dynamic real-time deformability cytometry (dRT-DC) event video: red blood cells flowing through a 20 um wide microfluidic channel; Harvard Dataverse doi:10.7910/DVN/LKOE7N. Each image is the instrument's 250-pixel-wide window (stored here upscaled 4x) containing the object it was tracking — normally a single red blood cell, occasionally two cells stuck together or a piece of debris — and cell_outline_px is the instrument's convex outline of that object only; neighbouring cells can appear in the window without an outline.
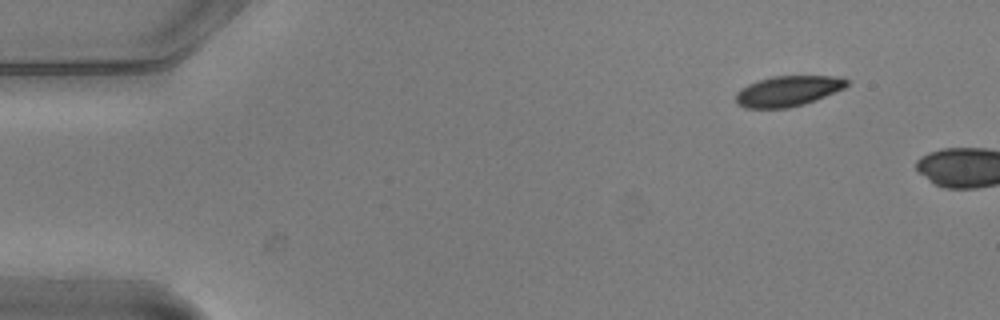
{"species": "common noctule bat (a hibernating species)", "species_latin": "Nyctalus noctula", "temperature_condition": "warm", "stored_images_in_passage": 2, "camera_frame_rate_fps": 3000, "um_per_image_px": 0.085, "animal": {"sex": "male", "body_mass_g": 20.5, "forearm_length_mm": 52.5}, "frame": {"image": 1, "passage_image": 1, "time_ms": 0.0, "image_size_px": [1000, 320], "cell_outline_px": [[852, 80], [844, 88], [804, 104], [788, 108], [744, 108], [736, 104], [736, 92], [740, 88], [748, 84], [772, 76], [840, 76]], "centroid_in_image_um": [66.97, 7.73], "position_along_channel_um": 18.0, "area_um2": 19.77}}